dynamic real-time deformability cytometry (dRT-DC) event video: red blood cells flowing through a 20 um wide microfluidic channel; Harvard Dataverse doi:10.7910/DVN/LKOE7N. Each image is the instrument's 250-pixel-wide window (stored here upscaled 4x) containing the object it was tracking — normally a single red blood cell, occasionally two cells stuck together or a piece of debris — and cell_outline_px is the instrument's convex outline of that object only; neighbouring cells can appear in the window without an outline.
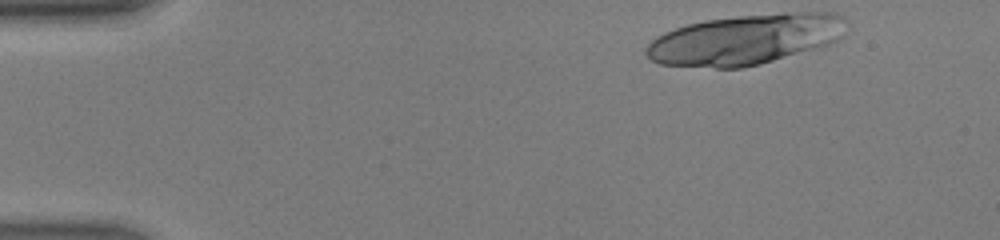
{"species": "human", "species_latin": "Homo sapiens", "temperature_condition": "warm", "stored_images_in_passage": 13, "camera_frame_rate_fps": 3000, "um_per_image_px": 0.085, "donor": {"sex": "male"}, "frame": {"image": 1, "passage_image": 1, "time_ms": 0.0, "image_size_px": [1000, 240], "cell_outline_px": [[852, 32], [840, 40], [828, 44], [760, 64], [740, 68], [716, 68], [660, 64], [652, 60], [644, 52], [644, 48], [656, 36], [664, 32], [688, 24], [704, 20], [740, 16], [784, 12], [836, 12], [844, 16]], "centroid_in_image_um": [63.45, 3.33], "position_along_channel_um": 21.6, "area_um2": 59.3}}